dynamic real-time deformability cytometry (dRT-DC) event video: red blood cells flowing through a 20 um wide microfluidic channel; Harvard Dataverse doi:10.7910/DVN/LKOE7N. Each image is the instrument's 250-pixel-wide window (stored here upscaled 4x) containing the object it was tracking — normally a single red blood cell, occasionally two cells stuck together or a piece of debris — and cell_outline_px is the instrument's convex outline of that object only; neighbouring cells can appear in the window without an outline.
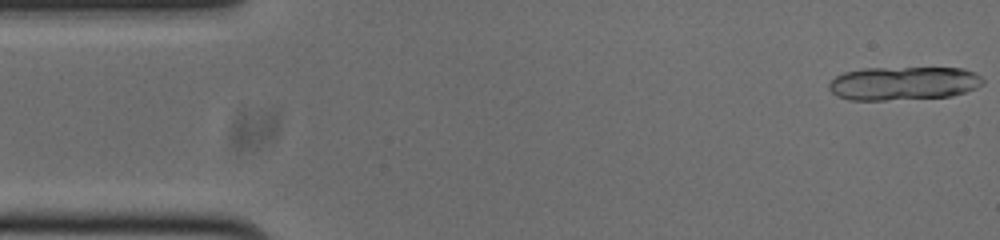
{"species": "common noctule bat (a hibernating species)", "species_latin": "Nyctalus noctula", "temperature_condition": "cold", "stored_images_in_passage": 16, "camera_frame_rate_fps": 3000, "um_per_image_px": 0.085, "animal": {"sex": "male", "body_mass_g": 20.0, "forearm_length_mm": 53.3}, "frame": {"image": 1, "passage_image": 1, "time_ms": 0.0, "image_size_px": [1000, 240], "cell_outline_px": [[984, 84], [976, 88], [952, 96], [884, 100], [848, 100], [836, 96], [828, 88], [828, 84], [836, 76], [844, 72], [864, 68], [964, 68], [980, 76], [984, 80]], "centroid_in_image_um": [76.78, 7.08], "position_along_channel_um": 8.2, "area_um2": 30.17}}